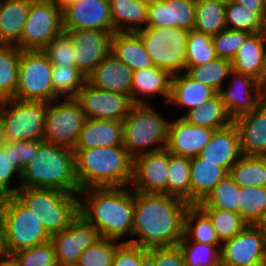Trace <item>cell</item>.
I'll return each instance as SVG.
<instances>
[{"mask_svg": "<svg viewBox=\"0 0 266 266\" xmlns=\"http://www.w3.org/2000/svg\"><path fill=\"white\" fill-rule=\"evenodd\" d=\"M99 238L97 229L79 214L66 230L55 233L50 238L58 265L75 266L84 250Z\"/></svg>", "mask_w": 266, "mask_h": 266, "instance_id": "cell-15", "label": "cell"}, {"mask_svg": "<svg viewBox=\"0 0 266 266\" xmlns=\"http://www.w3.org/2000/svg\"><path fill=\"white\" fill-rule=\"evenodd\" d=\"M122 123L123 146L133 158L166 148L170 121L151 104H134Z\"/></svg>", "mask_w": 266, "mask_h": 266, "instance_id": "cell-6", "label": "cell"}, {"mask_svg": "<svg viewBox=\"0 0 266 266\" xmlns=\"http://www.w3.org/2000/svg\"><path fill=\"white\" fill-rule=\"evenodd\" d=\"M80 190L91 187L130 186L133 160L124 146L73 149Z\"/></svg>", "mask_w": 266, "mask_h": 266, "instance_id": "cell-3", "label": "cell"}, {"mask_svg": "<svg viewBox=\"0 0 266 266\" xmlns=\"http://www.w3.org/2000/svg\"><path fill=\"white\" fill-rule=\"evenodd\" d=\"M62 11L69 5L78 2L79 0H56Z\"/></svg>", "mask_w": 266, "mask_h": 266, "instance_id": "cell-61", "label": "cell"}, {"mask_svg": "<svg viewBox=\"0 0 266 266\" xmlns=\"http://www.w3.org/2000/svg\"><path fill=\"white\" fill-rule=\"evenodd\" d=\"M141 1H145V2H153L154 0H141Z\"/></svg>", "mask_w": 266, "mask_h": 266, "instance_id": "cell-67", "label": "cell"}, {"mask_svg": "<svg viewBox=\"0 0 266 266\" xmlns=\"http://www.w3.org/2000/svg\"><path fill=\"white\" fill-rule=\"evenodd\" d=\"M20 49L0 44V101L15 98L18 84Z\"/></svg>", "mask_w": 266, "mask_h": 266, "instance_id": "cell-37", "label": "cell"}, {"mask_svg": "<svg viewBox=\"0 0 266 266\" xmlns=\"http://www.w3.org/2000/svg\"><path fill=\"white\" fill-rule=\"evenodd\" d=\"M63 30L114 32L109 0H79L62 11Z\"/></svg>", "mask_w": 266, "mask_h": 266, "instance_id": "cell-19", "label": "cell"}, {"mask_svg": "<svg viewBox=\"0 0 266 266\" xmlns=\"http://www.w3.org/2000/svg\"><path fill=\"white\" fill-rule=\"evenodd\" d=\"M53 100L75 98L86 82V76L75 66L58 64L52 66Z\"/></svg>", "mask_w": 266, "mask_h": 266, "instance_id": "cell-38", "label": "cell"}, {"mask_svg": "<svg viewBox=\"0 0 266 266\" xmlns=\"http://www.w3.org/2000/svg\"><path fill=\"white\" fill-rule=\"evenodd\" d=\"M263 8H264V14H265V23H266V0H263Z\"/></svg>", "mask_w": 266, "mask_h": 266, "instance_id": "cell-63", "label": "cell"}, {"mask_svg": "<svg viewBox=\"0 0 266 266\" xmlns=\"http://www.w3.org/2000/svg\"><path fill=\"white\" fill-rule=\"evenodd\" d=\"M64 32L62 9L56 0H32L21 39L15 44L21 51L43 50Z\"/></svg>", "mask_w": 266, "mask_h": 266, "instance_id": "cell-10", "label": "cell"}, {"mask_svg": "<svg viewBox=\"0 0 266 266\" xmlns=\"http://www.w3.org/2000/svg\"><path fill=\"white\" fill-rule=\"evenodd\" d=\"M129 188L91 187L80 191L79 214L97 229L100 237H132L134 190Z\"/></svg>", "mask_w": 266, "mask_h": 266, "instance_id": "cell-2", "label": "cell"}, {"mask_svg": "<svg viewBox=\"0 0 266 266\" xmlns=\"http://www.w3.org/2000/svg\"><path fill=\"white\" fill-rule=\"evenodd\" d=\"M2 218L8 254L45 243L51 238L40 219L15 195L8 196Z\"/></svg>", "mask_w": 266, "mask_h": 266, "instance_id": "cell-9", "label": "cell"}, {"mask_svg": "<svg viewBox=\"0 0 266 266\" xmlns=\"http://www.w3.org/2000/svg\"><path fill=\"white\" fill-rule=\"evenodd\" d=\"M122 243L101 237L84 250L75 266H112L116 249Z\"/></svg>", "mask_w": 266, "mask_h": 266, "instance_id": "cell-47", "label": "cell"}, {"mask_svg": "<svg viewBox=\"0 0 266 266\" xmlns=\"http://www.w3.org/2000/svg\"><path fill=\"white\" fill-rule=\"evenodd\" d=\"M216 57L212 36L190 30L186 47V67L208 64Z\"/></svg>", "mask_w": 266, "mask_h": 266, "instance_id": "cell-46", "label": "cell"}, {"mask_svg": "<svg viewBox=\"0 0 266 266\" xmlns=\"http://www.w3.org/2000/svg\"><path fill=\"white\" fill-rule=\"evenodd\" d=\"M215 130L187 123L181 117L170 121L166 149L174 155L193 158L209 143Z\"/></svg>", "mask_w": 266, "mask_h": 266, "instance_id": "cell-20", "label": "cell"}, {"mask_svg": "<svg viewBox=\"0 0 266 266\" xmlns=\"http://www.w3.org/2000/svg\"><path fill=\"white\" fill-rule=\"evenodd\" d=\"M263 91H264V93H265V95H266V78H265V81H264V83H263Z\"/></svg>", "mask_w": 266, "mask_h": 266, "instance_id": "cell-64", "label": "cell"}, {"mask_svg": "<svg viewBox=\"0 0 266 266\" xmlns=\"http://www.w3.org/2000/svg\"><path fill=\"white\" fill-rule=\"evenodd\" d=\"M188 207L186 201L175 196L134 191L132 238H137L123 242L145 249L177 246L184 236Z\"/></svg>", "mask_w": 266, "mask_h": 266, "instance_id": "cell-1", "label": "cell"}, {"mask_svg": "<svg viewBox=\"0 0 266 266\" xmlns=\"http://www.w3.org/2000/svg\"><path fill=\"white\" fill-rule=\"evenodd\" d=\"M140 266H155L154 247L150 249H145L141 247V265Z\"/></svg>", "mask_w": 266, "mask_h": 266, "instance_id": "cell-56", "label": "cell"}, {"mask_svg": "<svg viewBox=\"0 0 266 266\" xmlns=\"http://www.w3.org/2000/svg\"><path fill=\"white\" fill-rule=\"evenodd\" d=\"M249 32L226 28L212 36L216 56L232 61Z\"/></svg>", "mask_w": 266, "mask_h": 266, "instance_id": "cell-49", "label": "cell"}, {"mask_svg": "<svg viewBox=\"0 0 266 266\" xmlns=\"http://www.w3.org/2000/svg\"><path fill=\"white\" fill-rule=\"evenodd\" d=\"M211 220L221 243L240 233L248 224L234 211L218 208H200Z\"/></svg>", "mask_w": 266, "mask_h": 266, "instance_id": "cell-44", "label": "cell"}, {"mask_svg": "<svg viewBox=\"0 0 266 266\" xmlns=\"http://www.w3.org/2000/svg\"><path fill=\"white\" fill-rule=\"evenodd\" d=\"M15 196L40 219L52 236L66 230L79 215V195L58 189L20 187Z\"/></svg>", "mask_w": 266, "mask_h": 266, "instance_id": "cell-5", "label": "cell"}, {"mask_svg": "<svg viewBox=\"0 0 266 266\" xmlns=\"http://www.w3.org/2000/svg\"><path fill=\"white\" fill-rule=\"evenodd\" d=\"M5 254H7V248L5 244L4 222L2 215H0V256Z\"/></svg>", "mask_w": 266, "mask_h": 266, "instance_id": "cell-58", "label": "cell"}, {"mask_svg": "<svg viewBox=\"0 0 266 266\" xmlns=\"http://www.w3.org/2000/svg\"><path fill=\"white\" fill-rule=\"evenodd\" d=\"M266 211V187H241L239 214L248 225H255Z\"/></svg>", "mask_w": 266, "mask_h": 266, "instance_id": "cell-45", "label": "cell"}, {"mask_svg": "<svg viewBox=\"0 0 266 266\" xmlns=\"http://www.w3.org/2000/svg\"><path fill=\"white\" fill-rule=\"evenodd\" d=\"M141 247L123 242L117 249L112 266H140Z\"/></svg>", "mask_w": 266, "mask_h": 266, "instance_id": "cell-53", "label": "cell"}, {"mask_svg": "<svg viewBox=\"0 0 266 266\" xmlns=\"http://www.w3.org/2000/svg\"><path fill=\"white\" fill-rule=\"evenodd\" d=\"M220 256L221 266H243L254 261H266V237L255 225H247L222 243Z\"/></svg>", "mask_w": 266, "mask_h": 266, "instance_id": "cell-18", "label": "cell"}, {"mask_svg": "<svg viewBox=\"0 0 266 266\" xmlns=\"http://www.w3.org/2000/svg\"><path fill=\"white\" fill-rule=\"evenodd\" d=\"M191 162V205L202 202L212 189L229 172L214 162L205 161L199 155L190 158Z\"/></svg>", "mask_w": 266, "mask_h": 266, "instance_id": "cell-30", "label": "cell"}, {"mask_svg": "<svg viewBox=\"0 0 266 266\" xmlns=\"http://www.w3.org/2000/svg\"><path fill=\"white\" fill-rule=\"evenodd\" d=\"M265 41H266V31H265ZM265 56H266V42H265Z\"/></svg>", "mask_w": 266, "mask_h": 266, "instance_id": "cell-66", "label": "cell"}, {"mask_svg": "<svg viewBox=\"0 0 266 266\" xmlns=\"http://www.w3.org/2000/svg\"><path fill=\"white\" fill-rule=\"evenodd\" d=\"M241 6H244L247 9H254L264 21H265V14L263 8V0H231Z\"/></svg>", "mask_w": 266, "mask_h": 266, "instance_id": "cell-55", "label": "cell"}, {"mask_svg": "<svg viewBox=\"0 0 266 266\" xmlns=\"http://www.w3.org/2000/svg\"><path fill=\"white\" fill-rule=\"evenodd\" d=\"M133 71L110 52L86 77V81L102 90L130 96Z\"/></svg>", "mask_w": 266, "mask_h": 266, "instance_id": "cell-23", "label": "cell"}, {"mask_svg": "<svg viewBox=\"0 0 266 266\" xmlns=\"http://www.w3.org/2000/svg\"><path fill=\"white\" fill-rule=\"evenodd\" d=\"M155 266H185L179 246L154 247Z\"/></svg>", "mask_w": 266, "mask_h": 266, "instance_id": "cell-54", "label": "cell"}, {"mask_svg": "<svg viewBox=\"0 0 266 266\" xmlns=\"http://www.w3.org/2000/svg\"><path fill=\"white\" fill-rule=\"evenodd\" d=\"M186 113L181 118L187 123L213 130L222 129L233 123V118L229 115L219 93L206 100L200 107L191 109Z\"/></svg>", "mask_w": 266, "mask_h": 266, "instance_id": "cell-33", "label": "cell"}, {"mask_svg": "<svg viewBox=\"0 0 266 266\" xmlns=\"http://www.w3.org/2000/svg\"><path fill=\"white\" fill-rule=\"evenodd\" d=\"M111 52L133 72L154 66L141 37L136 32H114Z\"/></svg>", "mask_w": 266, "mask_h": 266, "instance_id": "cell-28", "label": "cell"}, {"mask_svg": "<svg viewBox=\"0 0 266 266\" xmlns=\"http://www.w3.org/2000/svg\"><path fill=\"white\" fill-rule=\"evenodd\" d=\"M75 48V67L86 77L111 52L114 32L95 29L64 30Z\"/></svg>", "mask_w": 266, "mask_h": 266, "instance_id": "cell-17", "label": "cell"}, {"mask_svg": "<svg viewBox=\"0 0 266 266\" xmlns=\"http://www.w3.org/2000/svg\"><path fill=\"white\" fill-rule=\"evenodd\" d=\"M42 51L53 65L75 66V48L65 32L54 38Z\"/></svg>", "mask_w": 266, "mask_h": 266, "instance_id": "cell-50", "label": "cell"}, {"mask_svg": "<svg viewBox=\"0 0 266 266\" xmlns=\"http://www.w3.org/2000/svg\"><path fill=\"white\" fill-rule=\"evenodd\" d=\"M217 92L208 85L198 82L186 72L174 74L172 78L171 97L168 102L177 107H185L191 110L203 105Z\"/></svg>", "mask_w": 266, "mask_h": 266, "instance_id": "cell-29", "label": "cell"}, {"mask_svg": "<svg viewBox=\"0 0 266 266\" xmlns=\"http://www.w3.org/2000/svg\"><path fill=\"white\" fill-rule=\"evenodd\" d=\"M255 226L265 235L266 237V211L263 213L260 220L255 224Z\"/></svg>", "mask_w": 266, "mask_h": 266, "instance_id": "cell-59", "label": "cell"}, {"mask_svg": "<svg viewBox=\"0 0 266 266\" xmlns=\"http://www.w3.org/2000/svg\"><path fill=\"white\" fill-rule=\"evenodd\" d=\"M195 3H197V2H200V1H203V0H193Z\"/></svg>", "mask_w": 266, "mask_h": 266, "instance_id": "cell-68", "label": "cell"}, {"mask_svg": "<svg viewBox=\"0 0 266 266\" xmlns=\"http://www.w3.org/2000/svg\"><path fill=\"white\" fill-rule=\"evenodd\" d=\"M75 99L88 119L122 122L134 105L130 96L96 88L87 81Z\"/></svg>", "mask_w": 266, "mask_h": 266, "instance_id": "cell-13", "label": "cell"}, {"mask_svg": "<svg viewBox=\"0 0 266 266\" xmlns=\"http://www.w3.org/2000/svg\"><path fill=\"white\" fill-rule=\"evenodd\" d=\"M173 75L157 66L140 69L133 72L130 99L134 104H149L146 99L137 96L148 97L156 94L164 96L166 104L171 97Z\"/></svg>", "mask_w": 266, "mask_h": 266, "instance_id": "cell-25", "label": "cell"}, {"mask_svg": "<svg viewBox=\"0 0 266 266\" xmlns=\"http://www.w3.org/2000/svg\"><path fill=\"white\" fill-rule=\"evenodd\" d=\"M182 241L205 244H222L209 217L197 206L189 205L184 216V236Z\"/></svg>", "mask_w": 266, "mask_h": 266, "instance_id": "cell-34", "label": "cell"}, {"mask_svg": "<svg viewBox=\"0 0 266 266\" xmlns=\"http://www.w3.org/2000/svg\"><path fill=\"white\" fill-rule=\"evenodd\" d=\"M229 175L240 187H266V156L242 155L231 167Z\"/></svg>", "mask_w": 266, "mask_h": 266, "instance_id": "cell-36", "label": "cell"}, {"mask_svg": "<svg viewBox=\"0 0 266 266\" xmlns=\"http://www.w3.org/2000/svg\"><path fill=\"white\" fill-rule=\"evenodd\" d=\"M19 186L58 189L80 193L75 173L74 151L71 147L43 141L32 161L23 169Z\"/></svg>", "mask_w": 266, "mask_h": 266, "instance_id": "cell-4", "label": "cell"}, {"mask_svg": "<svg viewBox=\"0 0 266 266\" xmlns=\"http://www.w3.org/2000/svg\"><path fill=\"white\" fill-rule=\"evenodd\" d=\"M226 0H203L195 4V23L193 30L211 36L225 30Z\"/></svg>", "mask_w": 266, "mask_h": 266, "instance_id": "cell-35", "label": "cell"}, {"mask_svg": "<svg viewBox=\"0 0 266 266\" xmlns=\"http://www.w3.org/2000/svg\"><path fill=\"white\" fill-rule=\"evenodd\" d=\"M225 23L228 29L249 33L266 31L265 21L254 9H247L231 0H226Z\"/></svg>", "mask_w": 266, "mask_h": 266, "instance_id": "cell-42", "label": "cell"}, {"mask_svg": "<svg viewBox=\"0 0 266 266\" xmlns=\"http://www.w3.org/2000/svg\"><path fill=\"white\" fill-rule=\"evenodd\" d=\"M199 156L205 161H211L222 166L229 172L242 156L239 134L234 124L215 130L209 143L199 153Z\"/></svg>", "mask_w": 266, "mask_h": 266, "instance_id": "cell-24", "label": "cell"}, {"mask_svg": "<svg viewBox=\"0 0 266 266\" xmlns=\"http://www.w3.org/2000/svg\"><path fill=\"white\" fill-rule=\"evenodd\" d=\"M19 266H59L51 240L13 253Z\"/></svg>", "mask_w": 266, "mask_h": 266, "instance_id": "cell-48", "label": "cell"}, {"mask_svg": "<svg viewBox=\"0 0 266 266\" xmlns=\"http://www.w3.org/2000/svg\"><path fill=\"white\" fill-rule=\"evenodd\" d=\"M242 155L266 156V98L251 112L233 119Z\"/></svg>", "mask_w": 266, "mask_h": 266, "instance_id": "cell-21", "label": "cell"}, {"mask_svg": "<svg viewBox=\"0 0 266 266\" xmlns=\"http://www.w3.org/2000/svg\"><path fill=\"white\" fill-rule=\"evenodd\" d=\"M221 245L182 240L178 242L185 266H221Z\"/></svg>", "mask_w": 266, "mask_h": 266, "instance_id": "cell-43", "label": "cell"}, {"mask_svg": "<svg viewBox=\"0 0 266 266\" xmlns=\"http://www.w3.org/2000/svg\"><path fill=\"white\" fill-rule=\"evenodd\" d=\"M243 266H266V261H254Z\"/></svg>", "mask_w": 266, "mask_h": 266, "instance_id": "cell-62", "label": "cell"}, {"mask_svg": "<svg viewBox=\"0 0 266 266\" xmlns=\"http://www.w3.org/2000/svg\"><path fill=\"white\" fill-rule=\"evenodd\" d=\"M0 266H19L17 259L13 254L0 256Z\"/></svg>", "mask_w": 266, "mask_h": 266, "instance_id": "cell-57", "label": "cell"}, {"mask_svg": "<svg viewBox=\"0 0 266 266\" xmlns=\"http://www.w3.org/2000/svg\"><path fill=\"white\" fill-rule=\"evenodd\" d=\"M228 77V90L223 86L218 93L233 119L253 111L266 98L263 84L254 77L234 69L229 72Z\"/></svg>", "mask_w": 266, "mask_h": 266, "instance_id": "cell-16", "label": "cell"}, {"mask_svg": "<svg viewBox=\"0 0 266 266\" xmlns=\"http://www.w3.org/2000/svg\"><path fill=\"white\" fill-rule=\"evenodd\" d=\"M20 179V173L13 168L10 157V150L3 146V140L0 142V188L9 196L15 195L21 186L12 187L13 177ZM11 186V187H10Z\"/></svg>", "mask_w": 266, "mask_h": 266, "instance_id": "cell-52", "label": "cell"}, {"mask_svg": "<svg viewBox=\"0 0 266 266\" xmlns=\"http://www.w3.org/2000/svg\"><path fill=\"white\" fill-rule=\"evenodd\" d=\"M32 0H0V44L15 45L20 39Z\"/></svg>", "mask_w": 266, "mask_h": 266, "instance_id": "cell-32", "label": "cell"}, {"mask_svg": "<svg viewBox=\"0 0 266 266\" xmlns=\"http://www.w3.org/2000/svg\"><path fill=\"white\" fill-rule=\"evenodd\" d=\"M114 32H138L147 24L148 2L109 0Z\"/></svg>", "mask_w": 266, "mask_h": 266, "instance_id": "cell-31", "label": "cell"}, {"mask_svg": "<svg viewBox=\"0 0 266 266\" xmlns=\"http://www.w3.org/2000/svg\"><path fill=\"white\" fill-rule=\"evenodd\" d=\"M193 0H154L148 3L146 27H177L190 31L195 23Z\"/></svg>", "mask_w": 266, "mask_h": 266, "instance_id": "cell-22", "label": "cell"}, {"mask_svg": "<svg viewBox=\"0 0 266 266\" xmlns=\"http://www.w3.org/2000/svg\"><path fill=\"white\" fill-rule=\"evenodd\" d=\"M231 70L230 60L216 57L208 64L186 67L185 72L194 80L208 85L218 93Z\"/></svg>", "mask_w": 266, "mask_h": 266, "instance_id": "cell-41", "label": "cell"}, {"mask_svg": "<svg viewBox=\"0 0 266 266\" xmlns=\"http://www.w3.org/2000/svg\"><path fill=\"white\" fill-rule=\"evenodd\" d=\"M47 103L44 141L73 148L84 125L86 116L75 98H63Z\"/></svg>", "mask_w": 266, "mask_h": 266, "instance_id": "cell-12", "label": "cell"}, {"mask_svg": "<svg viewBox=\"0 0 266 266\" xmlns=\"http://www.w3.org/2000/svg\"><path fill=\"white\" fill-rule=\"evenodd\" d=\"M44 101L5 99L0 101L1 139L3 141H44Z\"/></svg>", "mask_w": 266, "mask_h": 266, "instance_id": "cell-7", "label": "cell"}, {"mask_svg": "<svg viewBox=\"0 0 266 266\" xmlns=\"http://www.w3.org/2000/svg\"><path fill=\"white\" fill-rule=\"evenodd\" d=\"M240 191L241 187L228 174L197 206L199 208H218L239 213Z\"/></svg>", "mask_w": 266, "mask_h": 266, "instance_id": "cell-40", "label": "cell"}, {"mask_svg": "<svg viewBox=\"0 0 266 266\" xmlns=\"http://www.w3.org/2000/svg\"><path fill=\"white\" fill-rule=\"evenodd\" d=\"M168 195L180 198L191 205L190 158L170 153Z\"/></svg>", "mask_w": 266, "mask_h": 266, "instance_id": "cell-39", "label": "cell"}, {"mask_svg": "<svg viewBox=\"0 0 266 266\" xmlns=\"http://www.w3.org/2000/svg\"><path fill=\"white\" fill-rule=\"evenodd\" d=\"M265 31L250 33L232 59V69L262 84L266 78Z\"/></svg>", "mask_w": 266, "mask_h": 266, "instance_id": "cell-26", "label": "cell"}, {"mask_svg": "<svg viewBox=\"0 0 266 266\" xmlns=\"http://www.w3.org/2000/svg\"><path fill=\"white\" fill-rule=\"evenodd\" d=\"M2 141L1 139V119H0V142Z\"/></svg>", "mask_w": 266, "mask_h": 266, "instance_id": "cell-65", "label": "cell"}, {"mask_svg": "<svg viewBox=\"0 0 266 266\" xmlns=\"http://www.w3.org/2000/svg\"><path fill=\"white\" fill-rule=\"evenodd\" d=\"M169 164L170 152L166 148L135 157L131 189L146 194L168 195Z\"/></svg>", "mask_w": 266, "mask_h": 266, "instance_id": "cell-14", "label": "cell"}, {"mask_svg": "<svg viewBox=\"0 0 266 266\" xmlns=\"http://www.w3.org/2000/svg\"><path fill=\"white\" fill-rule=\"evenodd\" d=\"M154 66L172 75L185 72L189 31L177 27H145L136 32Z\"/></svg>", "mask_w": 266, "mask_h": 266, "instance_id": "cell-8", "label": "cell"}, {"mask_svg": "<svg viewBox=\"0 0 266 266\" xmlns=\"http://www.w3.org/2000/svg\"><path fill=\"white\" fill-rule=\"evenodd\" d=\"M123 123L116 120L86 118L72 149L123 146Z\"/></svg>", "mask_w": 266, "mask_h": 266, "instance_id": "cell-27", "label": "cell"}, {"mask_svg": "<svg viewBox=\"0 0 266 266\" xmlns=\"http://www.w3.org/2000/svg\"><path fill=\"white\" fill-rule=\"evenodd\" d=\"M52 66L42 50H20L15 99L53 101Z\"/></svg>", "mask_w": 266, "mask_h": 266, "instance_id": "cell-11", "label": "cell"}, {"mask_svg": "<svg viewBox=\"0 0 266 266\" xmlns=\"http://www.w3.org/2000/svg\"><path fill=\"white\" fill-rule=\"evenodd\" d=\"M8 196L9 195L0 188V215L3 214L5 203Z\"/></svg>", "mask_w": 266, "mask_h": 266, "instance_id": "cell-60", "label": "cell"}, {"mask_svg": "<svg viewBox=\"0 0 266 266\" xmlns=\"http://www.w3.org/2000/svg\"><path fill=\"white\" fill-rule=\"evenodd\" d=\"M43 141L28 140V141H3V146L6 150H10L11 163L14 169L20 174L38 153V147Z\"/></svg>", "mask_w": 266, "mask_h": 266, "instance_id": "cell-51", "label": "cell"}]
</instances>
